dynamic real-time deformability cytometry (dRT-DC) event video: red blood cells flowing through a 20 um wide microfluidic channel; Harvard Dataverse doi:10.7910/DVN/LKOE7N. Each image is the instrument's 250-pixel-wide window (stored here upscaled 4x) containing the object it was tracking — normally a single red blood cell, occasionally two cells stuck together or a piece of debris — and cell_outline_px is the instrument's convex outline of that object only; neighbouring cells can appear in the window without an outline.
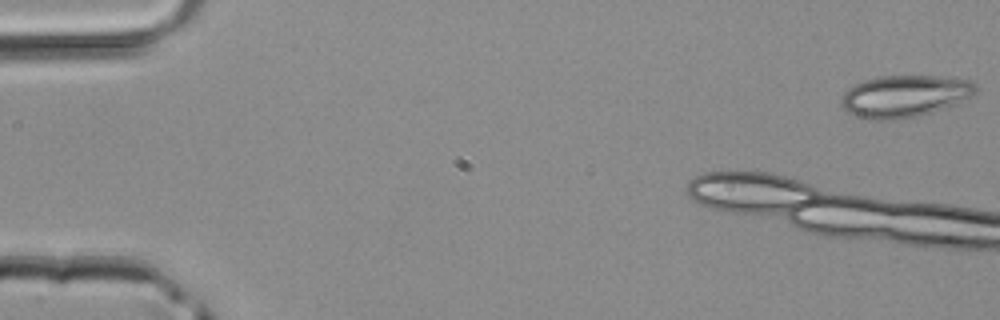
{"species": "common noctule bat (a hibernating species)", "species_latin": "Nyctalus noctula", "temperature_condition": "room temperature", "stored_images_in_passage": 4, "camera_frame_rate_fps": 3000, "um_per_image_px": 0.085, "animal": {"sex": "male", "body_mass_g": 20.4}, "frame": {"image": 1, "passage_image": 1, "time_ms": 0.0, "image_size_px": [1000, 320], "cell_outline_px": [[980, 88], [972, 96], [944, 108], [932, 112], [916, 116], [896, 120], [876, 120], [860, 116], [848, 112], [840, 104], [840, 100], [844, 92], [848, 88], [864, 80], [876, 76], [940, 76], [972, 80]], "centroid_in_image_um": [76.92, 8.16], "position_along_channel_um": 8.1, "area_um2": 32.95}}